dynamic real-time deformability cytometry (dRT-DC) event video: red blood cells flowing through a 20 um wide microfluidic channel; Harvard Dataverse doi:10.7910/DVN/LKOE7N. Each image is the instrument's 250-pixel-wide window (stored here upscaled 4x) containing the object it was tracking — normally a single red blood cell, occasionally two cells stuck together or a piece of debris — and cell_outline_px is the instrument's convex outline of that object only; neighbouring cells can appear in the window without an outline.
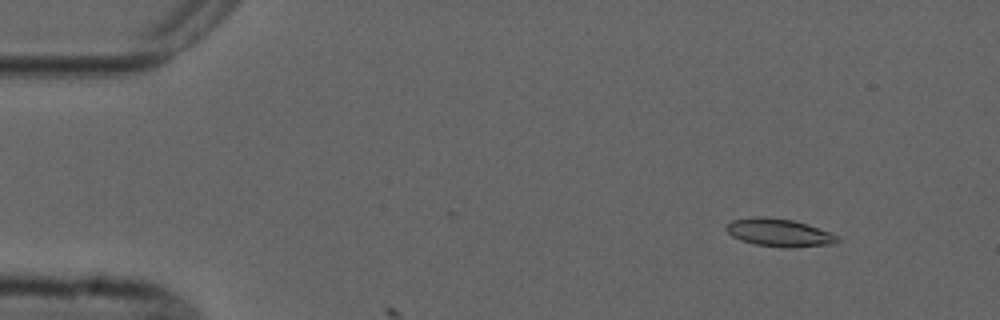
{"species": "common noctule bat (a hibernating species)", "species_latin": "Nyctalus noctula", "temperature_condition": "cold", "stored_images_in_passage": 3, "camera_frame_rate_fps": 3000, "um_per_image_px": 0.085, "animal": {"sex": "male", "forearm_length_mm": 52.5}, "frame": {"image": 1, "passage_image": 1, "time_ms": 0.0, "image_size_px": [1000, 320], "cell_outline_px": [[840, 240], [836, 244], [784, 248], [756, 244], [740, 240], [732, 236], [724, 228], [732, 220], [752, 216], [764, 216], [792, 220], [808, 224], [828, 232], [836, 236]], "centroid_in_image_um": [66.2, 19.77], "position_along_channel_um": 18.8, "area_um2": 18.03}}